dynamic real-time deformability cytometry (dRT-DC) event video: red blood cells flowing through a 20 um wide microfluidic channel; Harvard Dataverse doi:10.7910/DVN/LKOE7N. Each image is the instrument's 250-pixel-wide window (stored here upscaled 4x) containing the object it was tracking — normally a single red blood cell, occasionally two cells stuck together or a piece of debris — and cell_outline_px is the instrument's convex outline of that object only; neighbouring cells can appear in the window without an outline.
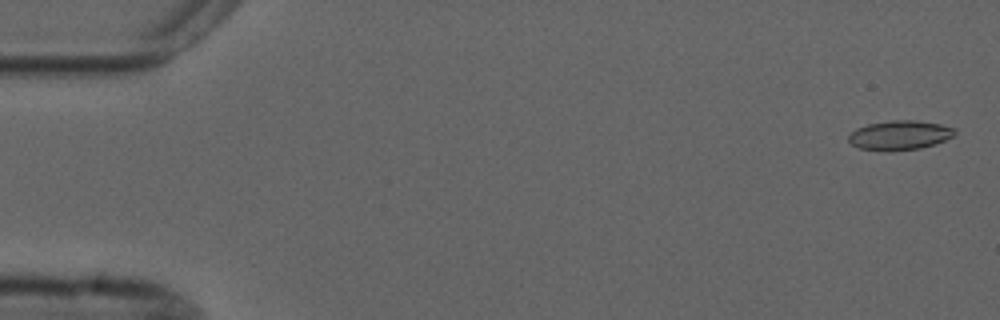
{"species": "common noctule bat (a hibernating species)", "species_latin": "Nyctalus noctula", "temperature_condition": "cold", "stored_images_in_passage": 55, "camera_frame_rate_fps": 3000, "um_per_image_px": 0.085, "animal": {"sex": "male", "forearm_length_mm": 52.5}, "frame": {"image": 1, "passage_image": 2, "time_ms": 0.333, "image_size_px": [1000, 320], "cell_outline_px": [[956, 132], [952, 136], [944, 140], [920, 148], [888, 152], [860, 148], [852, 144], [848, 140], [848, 136], [856, 128], [868, 124], [892, 120], [916, 120], [940, 124], [956, 128]], "centroid_in_image_um": [76.46, 11.49], "position_along_channel_um": 8.5, "area_um2": 18.15}}
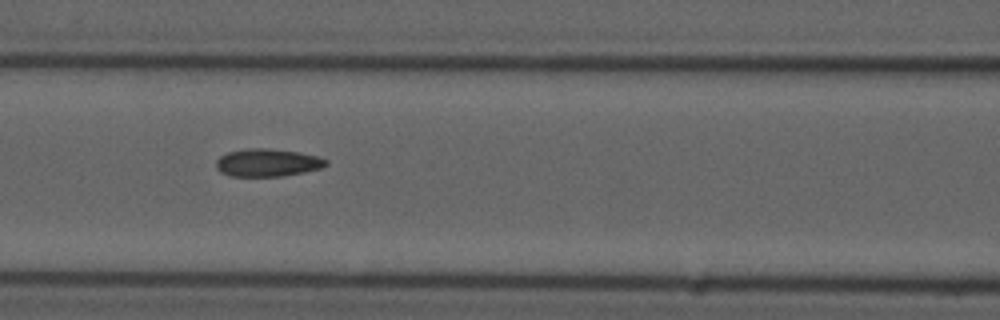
{"frame": {"image": 2, "passage_image": 24, "time_ms": 7.667, "image_size_px": [1000, 320], "cell_outline_px": [[328, 164], [320, 168], [304, 172], [284, 176], [232, 176], [220, 172], [216, 168], [216, 160], [220, 156], [228, 152], [248, 148], [268, 148], [300, 152], [316, 156], [328, 160]], "centroid_in_image_um": [22.73, 13.82], "position_along_channel_um": 143.9, "area_um2": 17.8}}
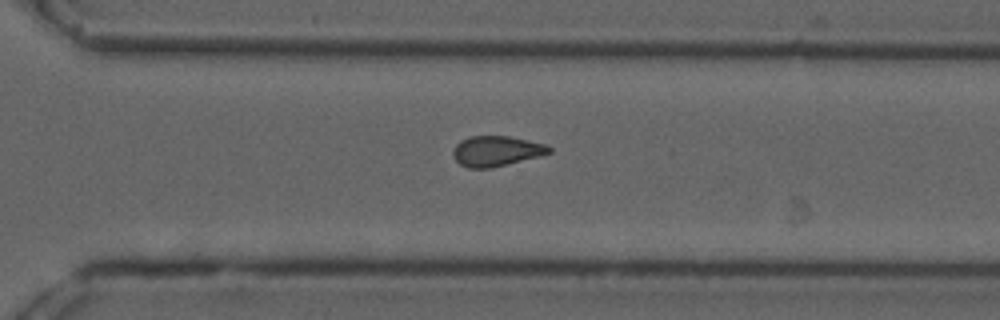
{"frame": {"image": 3, "passage_image": 39, "time_ms": 12.667, "image_size_px": [1000, 320], "cell_outline_px": [[552, 152], [540, 156], [492, 168], [468, 168], [460, 164], [452, 156], [452, 152], [456, 144], [460, 140], [472, 136], [508, 136], [544, 144], [552, 148]], "centroid_in_image_um": [42.17, 12.85], "position_along_channel_um": 328.4, "area_um2": 16.94}, "authors_computed_cell_mechanics": {"area_um2": 17.4556, "velocity_mm_per_s": 3.7032, "shape_relaxation_time_tau1_ms": null, "shape_relaxation_time_tau2_ms": 2.5497, "deformation_change_tau1": null, "deformation_change_tau2": 0.0876}}